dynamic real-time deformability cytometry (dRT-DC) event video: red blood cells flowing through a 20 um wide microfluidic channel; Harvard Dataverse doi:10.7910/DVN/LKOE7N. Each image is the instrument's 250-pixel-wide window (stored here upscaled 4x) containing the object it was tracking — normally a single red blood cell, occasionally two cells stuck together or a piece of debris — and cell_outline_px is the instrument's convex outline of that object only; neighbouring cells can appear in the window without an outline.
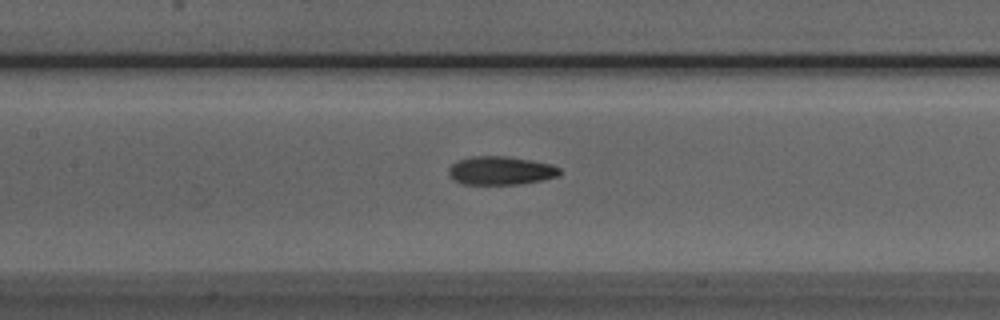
{"species": "Egyptian fruit bat (a non-hibernating species)", "species_latin": "Rousettus aegyptiacus", "temperature_condition": "room temperature", "stored_images_in_passage": 39, "camera_frame_rate_fps": 3000, "um_per_image_px": 0.085, "animal": {"sex": "male"}, "frame": {"image": 1, "passage_image": 11, "time_ms": 3.333, "image_size_px": [1000, 320], "cell_outline_px": [[560, 172], [556, 176], [540, 180], [520, 184], [464, 184], [448, 176], [448, 168], [452, 164], [460, 160], [472, 156], [508, 156], [552, 164], [560, 168]], "centroid_in_image_um": [42.54, 14.49], "position_along_channel_um": 164.9, "area_um2": 18.26}}
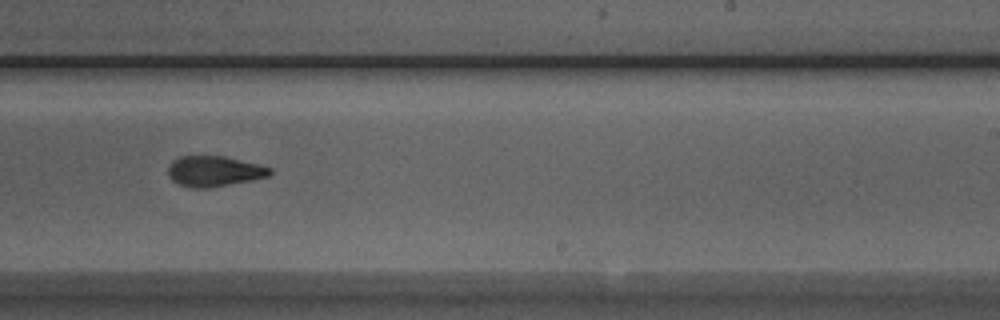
{"frame": {"image": 2, "passage_image": 19, "time_ms": 6.0, "image_size_px": [1000, 320], "cell_outline_px": [[272, 172], [268, 176], [252, 180], [208, 188], [188, 188], [172, 180], [168, 176], [168, 168], [172, 160], [180, 156], [224, 156], [272, 168]], "centroid_in_image_um": [18.17, 14.56], "position_along_channel_um": 270.8, "area_um2": 18.03}}
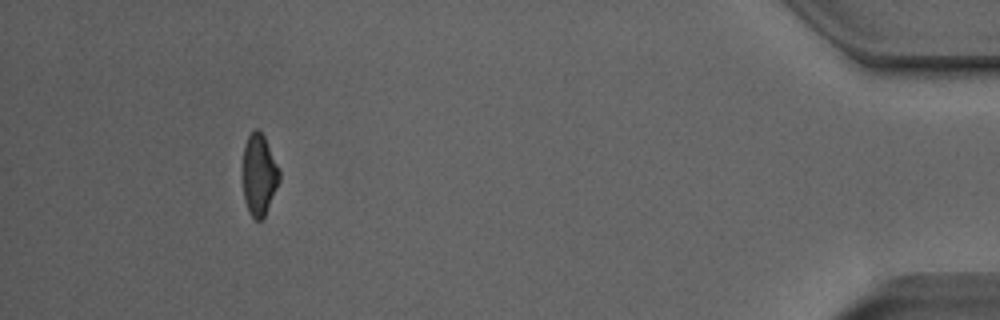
{"frame": {"image": 3, "passage_image": 35, "time_ms": 11.333, "image_size_px": [1000, 320], "cell_outline_px": [[280, 180], [264, 220], [256, 220], [248, 212], [244, 200], [244, 144], [248, 136], [256, 128], [264, 136], [280, 172]], "centroid_in_image_um": [22.04, 14.92], "position_along_channel_um": 413.2, "area_um2": 17.17}, "authors_computed_cell_mechanics": {"area_um2": 18.207, "velocity_mm_per_s": 3.9873, "shape_relaxation_time_tau1_ms": 4.8435, "shape_relaxation_time_tau2_ms": 1.667, "deformation_change_tau1": 0.1751, "deformation_change_tau2": 0.0894}}